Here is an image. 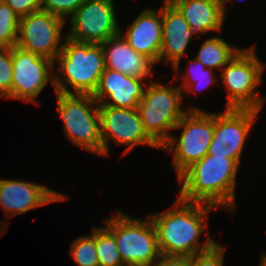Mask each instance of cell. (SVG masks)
<instances>
[{
    "label": "cell",
    "instance_id": "6da1fadb",
    "mask_svg": "<svg viewBox=\"0 0 266 266\" xmlns=\"http://www.w3.org/2000/svg\"><path fill=\"white\" fill-rule=\"evenodd\" d=\"M217 207L200 202H187L177 198L165 212L148 214L157 234L162 255L189 256L209 250L216 242L207 236L205 243L199 241L208 226V214Z\"/></svg>",
    "mask_w": 266,
    "mask_h": 266
},
{
    "label": "cell",
    "instance_id": "7a4b0ae2",
    "mask_svg": "<svg viewBox=\"0 0 266 266\" xmlns=\"http://www.w3.org/2000/svg\"><path fill=\"white\" fill-rule=\"evenodd\" d=\"M239 164L232 158L206 154L179 177L178 197L187 202L206 203L235 212V187Z\"/></svg>",
    "mask_w": 266,
    "mask_h": 266
},
{
    "label": "cell",
    "instance_id": "3957f363",
    "mask_svg": "<svg viewBox=\"0 0 266 266\" xmlns=\"http://www.w3.org/2000/svg\"><path fill=\"white\" fill-rule=\"evenodd\" d=\"M64 39L62 50L53 61L59 71L54 74L55 92L93 95L105 70L101 45Z\"/></svg>",
    "mask_w": 266,
    "mask_h": 266
},
{
    "label": "cell",
    "instance_id": "277c9868",
    "mask_svg": "<svg viewBox=\"0 0 266 266\" xmlns=\"http://www.w3.org/2000/svg\"><path fill=\"white\" fill-rule=\"evenodd\" d=\"M169 84L165 86L150 81L137 106L145 132L159 147L169 139L170 130L189 111L180 107L184 92L179 86H172L174 83Z\"/></svg>",
    "mask_w": 266,
    "mask_h": 266
},
{
    "label": "cell",
    "instance_id": "5b68a950",
    "mask_svg": "<svg viewBox=\"0 0 266 266\" xmlns=\"http://www.w3.org/2000/svg\"><path fill=\"white\" fill-rule=\"evenodd\" d=\"M145 219L133 218L118 210L103 221L116 240L125 266H151L161 255L155 227L148 215Z\"/></svg>",
    "mask_w": 266,
    "mask_h": 266
},
{
    "label": "cell",
    "instance_id": "8992f818",
    "mask_svg": "<svg viewBox=\"0 0 266 266\" xmlns=\"http://www.w3.org/2000/svg\"><path fill=\"white\" fill-rule=\"evenodd\" d=\"M255 47L242 48L221 70L219 79L226 87L227 107L261 111L266 98L259 94L265 65Z\"/></svg>",
    "mask_w": 266,
    "mask_h": 266
},
{
    "label": "cell",
    "instance_id": "52a82bcc",
    "mask_svg": "<svg viewBox=\"0 0 266 266\" xmlns=\"http://www.w3.org/2000/svg\"><path fill=\"white\" fill-rule=\"evenodd\" d=\"M188 110L174 128L183 129L181 135H171L160 147L173 155L169 165L174 166L177 178L208 154L214 131V113L205 112L193 105Z\"/></svg>",
    "mask_w": 266,
    "mask_h": 266
},
{
    "label": "cell",
    "instance_id": "ba28073f",
    "mask_svg": "<svg viewBox=\"0 0 266 266\" xmlns=\"http://www.w3.org/2000/svg\"><path fill=\"white\" fill-rule=\"evenodd\" d=\"M55 94L67 139L86 151L102 155L97 101L88 94Z\"/></svg>",
    "mask_w": 266,
    "mask_h": 266
},
{
    "label": "cell",
    "instance_id": "9c48e42d",
    "mask_svg": "<svg viewBox=\"0 0 266 266\" xmlns=\"http://www.w3.org/2000/svg\"><path fill=\"white\" fill-rule=\"evenodd\" d=\"M113 0H85L68 18L71 40L101 44L120 33Z\"/></svg>",
    "mask_w": 266,
    "mask_h": 266
},
{
    "label": "cell",
    "instance_id": "30bf717a",
    "mask_svg": "<svg viewBox=\"0 0 266 266\" xmlns=\"http://www.w3.org/2000/svg\"><path fill=\"white\" fill-rule=\"evenodd\" d=\"M99 117L103 156L109 154V141L126 146L123 155L138 145L160 149L145 132L137 109L99 106Z\"/></svg>",
    "mask_w": 266,
    "mask_h": 266
},
{
    "label": "cell",
    "instance_id": "8fae6325",
    "mask_svg": "<svg viewBox=\"0 0 266 266\" xmlns=\"http://www.w3.org/2000/svg\"><path fill=\"white\" fill-rule=\"evenodd\" d=\"M259 112L225 108L222 113H214V131L208 155L232 158L240 165L246 138Z\"/></svg>",
    "mask_w": 266,
    "mask_h": 266
},
{
    "label": "cell",
    "instance_id": "7c38bea8",
    "mask_svg": "<svg viewBox=\"0 0 266 266\" xmlns=\"http://www.w3.org/2000/svg\"><path fill=\"white\" fill-rule=\"evenodd\" d=\"M66 21L39 10L20 17L16 46L54 61L62 50V30Z\"/></svg>",
    "mask_w": 266,
    "mask_h": 266
},
{
    "label": "cell",
    "instance_id": "4fadbf2b",
    "mask_svg": "<svg viewBox=\"0 0 266 266\" xmlns=\"http://www.w3.org/2000/svg\"><path fill=\"white\" fill-rule=\"evenodd\" d=\"M12 66L11 98L38 105L36 98L48 82L54 85V62L14 46Z\"/></svg>",
    "mask_w": 266,
    "mask_h": 266
},
{
    "label": "cell",
    "instance_id": "5bb4252c",
    "mask_svg": "<svg viewBox=\"0 0 266 266\" xmlns=\"http://www.w3.org/2000/svg\"><path fill=\"white\" fill-rule=\"evenodd\" d=\"M64 193L25 180L0 179V206L10 219L39 206L67 200Z\"/></svg>",
    "mask_w": 266,
    "mask_h": 266
},
{
    "label": "cell",
    "instance_id": "9a60e30c",
    "mask_svg": "<svg viewBox=\"0 0 266 266\" xmlns=\"http://www.w3.org/2000/svg\"><path fill=\"white\" fill-rule=\"evenodd\" d=\"M144 82L141 78L105 68L92 96L99 106L137 109L147 86Z\"/></svg>",
    "mask_w": 266,
    "mask_h": 266
},
{
    "label": "cell",
    "instance_id": "2e32d148",
    "mask_svg": "<svg viewBox=\"0 0 266 266\" xmlns=\"http://www.w3.org/2000/svg\"><path fill=\"white\" fill-rule=\"evenodd\" d=\"M198 35L186 22L181 12L173 4L162 5V44L159 61L171 64L174 72L179 74L181 58L191 39ZM178 72V73H177Z\"/></svg>",
    "mask_w": 266,
    "mask_h": 266
},
{
    "label": "cell",
    "instance_id": "e0dca14e",
    "mask_svg": "<svg viewBox=\"0 0 266 266\" xmlns=\"http://www.w3.org/2000/svg\"><path fill=\"white\" fill-rule=\"evenodd\" d=\"M120 34L128 44L139 54L149 58L154 64L159 62L162 44V8H146L129 26L126 33Z\"/></svg>",
    "mask_w": 266,
    "mask_h": 266
},
{
    "label": "cell",
    "instance_id": "ac0fdd59",
    "mask_svg": "<svg viewBox=\"0 0 266 266\" xmlns=\"http://www.w3.org/2000/svg\"><path fill=\"white\" fill-rule=\"evenodd\" d=\"M104 53L105 68L131 77L150 80L155 65L149 58L136 52L119 33L100 44Z\"/></svg>",
    "mask_w": 266,
    "mask_h": 266
},
{
    "label": "cell",
    "instance_id": "d6986e66",
    "mask_svg": "<svg viewBox=\"0 0 266 266\" xmlns=\"http://www.w3.org/2000/svg\"><path fill=\"white\" fill-rule=\"evenodd\" d=\"M173 5L198 35L222 30L226 17L221 0H178Z\"/></svg>",
    "mask_w": 266,
    "mask_h": 266
},
{
    "label": "cell",
    "instance_id": "ffe728a7",
    "mask_svg": "<svg viewBox=\"0 0 266 266\" xmlns=\"http://www.w3.org/2000/svg\"><path fill=\"white\" fill-rule=\"evenodd\" d=\"M242 48L227 43L219 36L211 37L201 44V48L196 55L206 68L222 69Z\"/></svg>",
    "mask_w": 266,
    "mask_h": 266
},
{
    "label": "cell",
    "instance_id": "44dd1931",
    "mask_svg": "<svg viewBox=\"0 0 266 266\" xmlns=\"http://www.w3.org/2000/svg\"><path fill=\"white\" fill-rule=\"evenodd\" d=\"M188 66L190 67H188V73L184 74L185 77L181 78L182 85L179 86L182 92L197 93L198 89L200 91L202 89L205 90L210 84L212 85L214 82L216 83V80L218 81L217 78L219 77L215 75V70L206 68L196 57L189 62ZM205 84L207 85L203 87Z\"/></svg>",
    "mask_w": 266,
    "mask_h": 266
},
{
    "label": "cell",
    "instance_id": "7402d4cb",
    "mask_svg": "<svg viewBox=\"0 0 266 266\" xmlns=\"http://www.w3.org/2000/svg\"><path fill=\"white\" fill-rule=\"evenodd\" d=\"M96 255L99 266H125L113 234L106 227H96Z\"/></svg>",
    "mask_w": 266,
    "mask_h": 266
},
{
    "label": "cell",
    "instance_id": "603a6c76",
    "mask_svg": "<svg viewBox=\"0 0 266 266\" xmlns=\"http://www.w3.org/2000/svg\"><path fill=\"white\" fill-rule=\"evenodd\" d=\"M92 234L79 236L70 247V255L78 266H99L96 255V226Z\"/></svg>",
    "mask_w": 266,
    "mask_h": 266
},
{
    "label": "cell",
    "instance_id": "cb8c5ba5",
    "mask_svg": "<svg viewBox=\"0 0 266 266\" xmlns=\"http://www.w3.org/2000/svg\"><path fill=\"white\" fill-rule=\"evenodd\" d=\"M20 16L0 1V48L16 46Z\"/></svg>",
    "mask_w": 266,
    "mask_h": 266
},
{
    "label": "cell",
    "instance_id": "d4e9b609",
    "mask_svg": "<svg viewBox=\"0 0 266 266\" xmlns=\"http://www.w3.org/2000/svg\"><path fill=\"white\" fill-rule=\"evenodd\" d=\"M12 48H0V98H11Z\"/></svg>",
    "mask_w": 266,
    "mask_h": 266
},
{
    "label": "cell",
    "instance_id": "484cf974",
    "mask_svg": "<svg viewBox=\"0 0 266 266\" xmlns=\"http://www.w3.org/2000/svg\"><path fill=\"white\" fill-rule=\"evenodd\" d=\"M85 0H42L41 10L66 21Z\"/></svg>",
    "mask_w": 266,
    "mask_h": 266
},
{
    "label": "cell",
    "instance_id": "4316f807",
    "mask_svg": "<svg viewBox=\"0 0 266 266\" xmlns=\"http://www.w3.org/2000/svg\"><path fill=\"white\" fill-rule=\"evenodd\" d=\"M225 247L216 242L209 250L191 257L192 266H223Z\"/></svg>",
    "mask_w": 266,
    "mask_h": 266
},
{
    "label": "cell",
    "instance_id": "83f0119b",
    "mask_svg": "<svg viewBox=\"0 0 266 266\" xmlns=\"http://www.w3.org/2000/svg\"><path fill=\"white\" fill-rule=\"evenodd\" d=\"M20 17L41 10L42 0H3Z\"/></svg>",
    "mask_w": 266,
    "mask_h": 266
},
{
    "label": "cell",
    "instance_id": "f1b7e54d",
    "mask_svg": "<svg viewBox=\"0 0 266 266\" xmlns=\"http://www.w3.org/2000/svg\"><path fill=\"white\" fill-rule=\"evenodd\" d=\"M151 266H192L189 256L160 255Z\"/></svg>",
    "mask_w": 266,
    "mask_h": 266
},
{
    "label": "cell",
    "instance_id": "f546056e",
    "mask_svg": "<svg viewBox=\"0 0 266 266\" xmlns=\"http://www.w3.org/2000/svg\"><path fill=\"white\" fill-rule=\"evenodd\" d=\"M228 2H231V0H221V5H222V9H223V12H224L225 17H226V13H227V12H226V11H227V10H226V9H227V8H226V6H227L226 4H227Z\"/></svg>",
    "mask_w": 266,
    "mask_h": 266
},
{
    "label": "cell",
    "instance_id": "4dcf8cb0",
    "mask_svg": "<svg viewBox=\"0 0 266 266\" xmlns=\"http://www.w3.org/2000/svg\"><path fill=\"white\" fill-rule=\"evenodd\" d=\"M259 266H266V253L261 254V261Z\"/></svg>",
    "mask_w": 266,
    "mask_h": 266
},
{
    "label": "cell",
    "instance_id": "1f68e13d",
    "mask_svg": "<svg viewBox=\"0 0 266 266\" xmlns=\"http://www.w3.org/2000/svg\"><path fill=\"white\" fill-rule=\"evenodd\" d=\"M1 223H2V224H1ZM1 225H4V222H0V231H1L0 233H2V234L0 235V237H1L2 235H4V234H3V233H4L3 231H6V230H7V227H8V226H6V224H5L3 227H2ZM1 227H2V229H1ZM5 227H6V228H5ZM3 228H4V229H3Z\"/></svg>",
    "mask_w": 266,
    "mask_h": 266
},
{
    "label": "cell",
    "instance_id": "d6a6232c",
    "mask_svg": "<svg viewBox=\"0 0 266 266\" xmlns=\"http://www.w3.org/2000/svg\"><path fill=\"white\" fill-rule=\"evenodd\" d=\"M178 0H164V2L163 3H165V4H174V3H176Z\"/></svg>",
    "mask_w": 266,
    "mask_h": 266
}]
</instances>
